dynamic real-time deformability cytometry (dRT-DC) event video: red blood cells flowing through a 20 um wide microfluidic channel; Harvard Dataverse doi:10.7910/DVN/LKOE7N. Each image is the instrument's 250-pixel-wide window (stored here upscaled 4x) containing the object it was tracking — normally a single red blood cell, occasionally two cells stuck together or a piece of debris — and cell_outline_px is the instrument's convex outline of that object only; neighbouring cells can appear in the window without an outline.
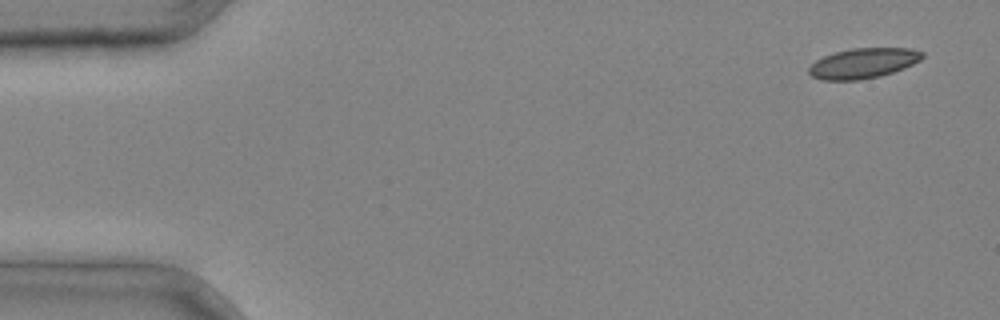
{"species": "common noctule bat (a hibernating species)", "species_latin": "Nyctalus noctula", "temperature_condition": "cold", "stored_images_in_passage": 4, "camera_frame_rate_fps": 3000, "um_per_image_px": 0.085, "animal": {"sex": "male", "body_mass_g": 20.4}, "frame": {"image": 1, "passage_image": 1, "time_ms": 0.0, "image_size_px": [1000, 320], "cell_outline_px": [[924, 56], [920, 60], [904, 68], [880, 76], [860, 80], [820, 80], [812, 76], [808, 72], [808, 68], [816, 60], [824, 56], [836, 52], [852, 48], [912, 48], [924, 52]], "centroid_in_image_um": [73.38, 5.37], "position_along_channel_um": 11.6, "area_um2": 19.94}}